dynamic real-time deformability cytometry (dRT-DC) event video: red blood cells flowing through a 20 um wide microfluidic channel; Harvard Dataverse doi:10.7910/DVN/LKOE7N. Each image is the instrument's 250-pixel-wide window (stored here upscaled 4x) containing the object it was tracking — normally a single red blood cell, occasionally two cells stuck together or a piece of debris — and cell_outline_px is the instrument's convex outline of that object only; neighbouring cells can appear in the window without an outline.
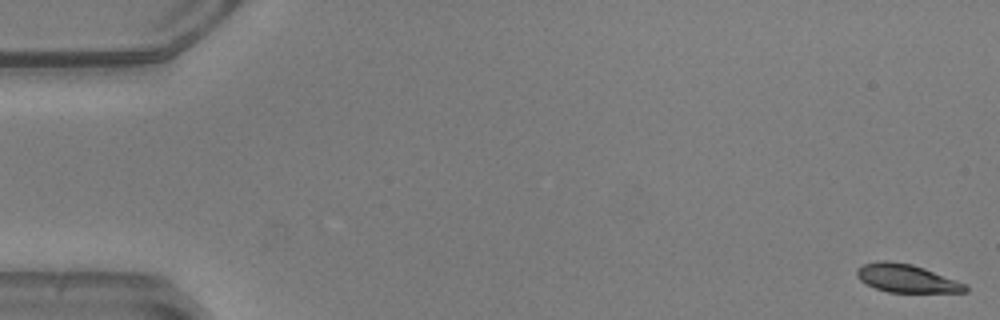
{"species": "common noctule bat (a hibernating species)", "species_latin": "Nyctalus noctula", "temperature_condition": "warm", "stored_images_in_passage": 10, "camera_frame_rate_fps": 3000, "um_per_image_px": 0.085, "animal": {"sex": "male", "body_mass_g": 20.5, "forearm_length_mm": 52.5}, "frame": {"image": 1, "passage_image": 1, "time_ms": 0.0, "image_size_px": [1000, 320], "cell_outline_px": [[968, 292], [888, 292], [876, 288], [860, 280], [856, 276], [856, 268], [864, 264], [880, 260], [888, 260], [912, 264], [924, 268], [956, 280], [964, 284], [968, 288]], "centroid_in_image_um": [77.02, 23.65], "position_along_channel_um": 8.0, "area_um2": 17.69}}